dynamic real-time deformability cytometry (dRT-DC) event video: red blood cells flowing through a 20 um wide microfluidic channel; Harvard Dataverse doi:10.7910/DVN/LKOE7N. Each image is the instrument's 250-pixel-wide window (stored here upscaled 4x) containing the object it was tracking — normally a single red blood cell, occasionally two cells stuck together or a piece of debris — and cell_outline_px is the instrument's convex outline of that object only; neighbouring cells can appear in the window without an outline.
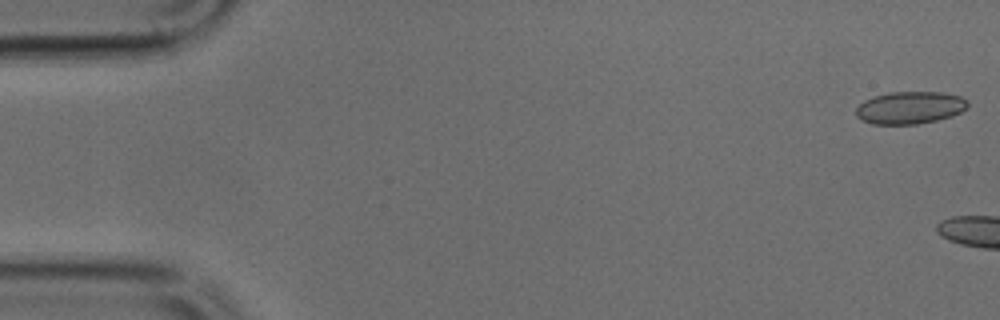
{"species": "common noctule bat (a hibernating species)", "species_latin": "Nyctalus noctula", "temperature_condition": "cold", "stored_images_in_passage": 1, "camera_frame_rate_fps": 3000, "um_per_image_px": 0.085, "animal": {"sex": "male", "body_mass_g": 17.9, "forearm_length_mm": 54.2}, "frame": {"image": 1, "passage_image": 1, "time_ms": 0.0, "image_size_px": [1000, 320], "cell_outline_px": [[968, 108], [952, 116], [936, 120], [916, 124], [872, 124], [860, 120], [856, 116], [856, 108], [864, 100], [872, 96], [888, 92], [944, 92], [960, 96], [968, 100]], "centroid_in_image_um": [77.34, 9.14], "position_along_channel_um": 7.7, "area_um2": 21.33}}